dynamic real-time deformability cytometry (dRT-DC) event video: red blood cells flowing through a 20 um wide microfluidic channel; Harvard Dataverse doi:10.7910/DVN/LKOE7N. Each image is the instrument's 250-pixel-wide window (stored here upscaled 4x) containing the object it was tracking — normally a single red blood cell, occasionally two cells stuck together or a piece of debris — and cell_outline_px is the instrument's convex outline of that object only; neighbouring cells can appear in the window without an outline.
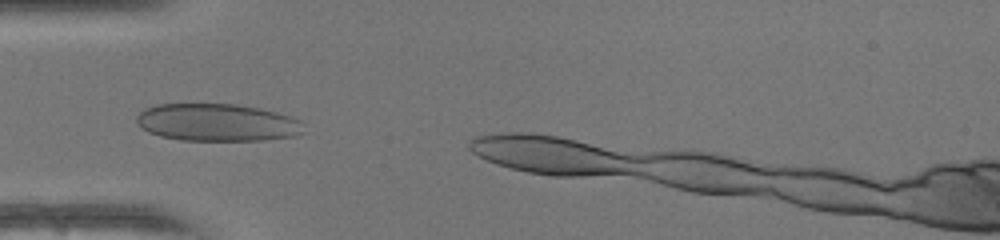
{"species": "human", "species_latin": "Homo sapiens", "temperature_condition": "warm", "stored_images_in_passage": 7, "camera_frame_rate_fps": 3000, "um_per_image_px": 0.085, "donor": {"sex": "female"}, "frame": {"image": 1, "passage_image": 4, "time_ms": 1.0, "image_size_px": [1000, 240], "cell_outline_px": [[304, 132], [296, 136], [264, 140], [180, 140], [160, 136], [148, 132], [140, 128], [136, 120], [136, 116], [144, 108], [156, 104], [236, 104], [260, 108], [292, 116], [300, 120]], "centroid_in_image_um": [18.45, 10.41], "position_along_channel_um": 66.6, "area_um2": 36.76}}